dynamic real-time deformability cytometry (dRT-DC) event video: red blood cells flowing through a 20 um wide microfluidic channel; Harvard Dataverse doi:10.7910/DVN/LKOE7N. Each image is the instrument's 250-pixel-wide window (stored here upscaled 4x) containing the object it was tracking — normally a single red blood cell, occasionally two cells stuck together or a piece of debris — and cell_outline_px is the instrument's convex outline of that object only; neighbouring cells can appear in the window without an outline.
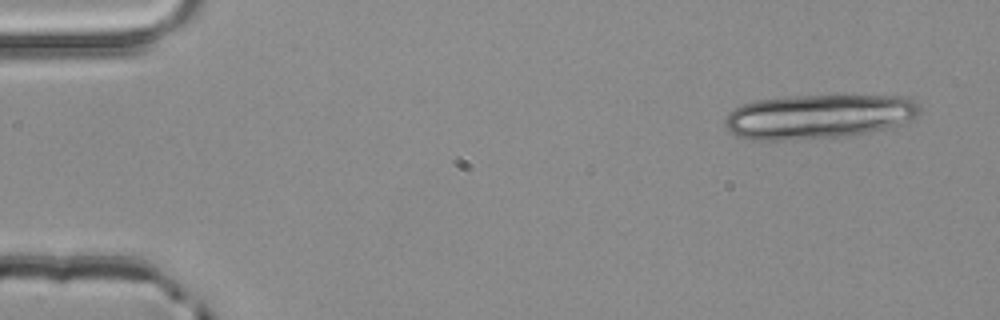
{"species": "common noctule bat (a hibernating species)", "species_latin": "Nyctalus noctula", "temperature_condition": "room temperature", "stored_images_in_passage": 3, "camera_frame_rate_fps": 3000, "um_per_image_px": 0.085, "animal": {"sex": "male", "body_mass_g": 20.4}, "frame": {"image": 1, "passage_image": 1, "time_ms": 0.0, "image_size_px": [1000, 320], "cell_outline_px": [[924, 108], [916, 116], [900, 124], [888, 128], [840, 136], [784, 140], [752, 140], [736, 136], [728, 132], [724, 124], [724, 120], [728, 112], [740, 104], [756, 100], [788, 96], [908, 96], [916, 100]], "centroid_in_image_um": [69.54, 9.89], "position_along_channel_um": 15.5, "area_um2": 50.58}}